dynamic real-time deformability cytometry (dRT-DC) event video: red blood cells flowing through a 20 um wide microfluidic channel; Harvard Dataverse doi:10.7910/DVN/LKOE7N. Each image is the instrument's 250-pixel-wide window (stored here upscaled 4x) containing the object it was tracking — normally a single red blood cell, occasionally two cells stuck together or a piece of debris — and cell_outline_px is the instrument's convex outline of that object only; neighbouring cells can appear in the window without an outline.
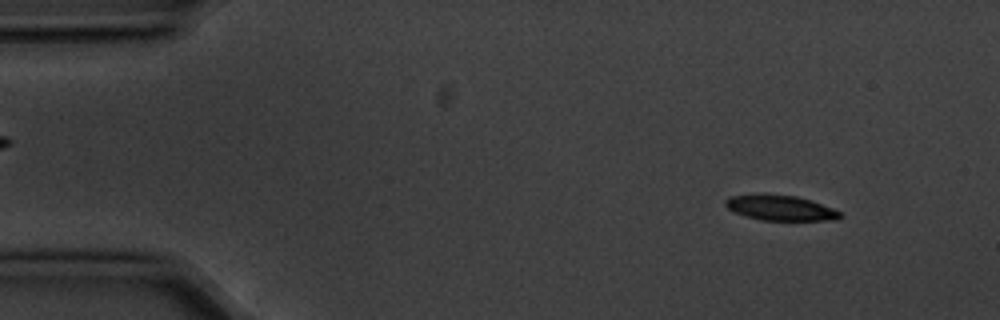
{"species": "common noctule bat (a hibernating species)", "species_latin": "Nyctalus noctula", "temperature_condition": "cold", "stored_images_in_passage": 5, "camera_frame_rate_fps": 3000, "um_per_image_px": 0.085, "animal": {"sex": "male", "body_mass_g": 20.1, "forearm_length_mm": 53.5}, "frame": {"image": 1, "passage_image": 1, "time_ms": 0.0, "image_size_px": [1000, 320], "cell_outline_px": [[844, 216], [836, 220], [760, 220], [744, 216], [732, 212], [724, 204], [724, 200], [732, 196], [756, 192], [764, 192], [796, 196], [832, 208], [840, 212]], "centroid_in_image_um": [66.25, 17.65], "position_along_channel_um": 18.8, "area_um2": 17.28}}
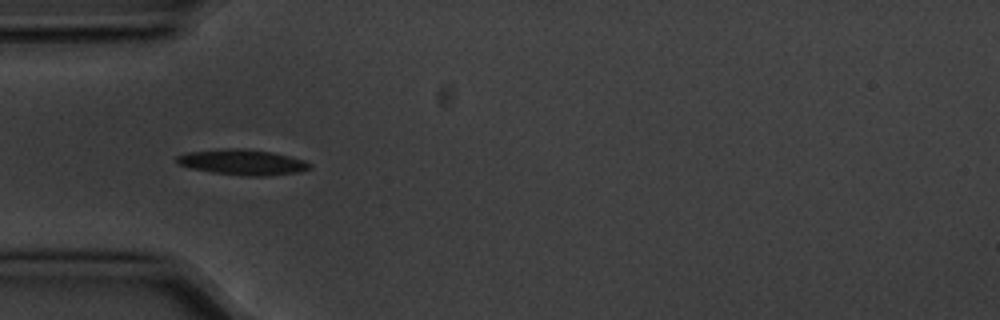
{"frame": {"image": 2, "passage_image": 4, "time_ms": 1.0, "image_size_px": [1000, 320], "cell_outline_px": [[312, 168], [296, 172], [264, 176], [240, 176], [212, 172], [192, 168], [180, 164], [176, 160], [176, 156], [188, 152], [220, 148], [244, 148], [272, 152], [304, 160], [312, 164]], "centroid_in_image_um": [20.61, 13.78], "position_along_channel_um": 64.4, "area_um2": 19.77}}